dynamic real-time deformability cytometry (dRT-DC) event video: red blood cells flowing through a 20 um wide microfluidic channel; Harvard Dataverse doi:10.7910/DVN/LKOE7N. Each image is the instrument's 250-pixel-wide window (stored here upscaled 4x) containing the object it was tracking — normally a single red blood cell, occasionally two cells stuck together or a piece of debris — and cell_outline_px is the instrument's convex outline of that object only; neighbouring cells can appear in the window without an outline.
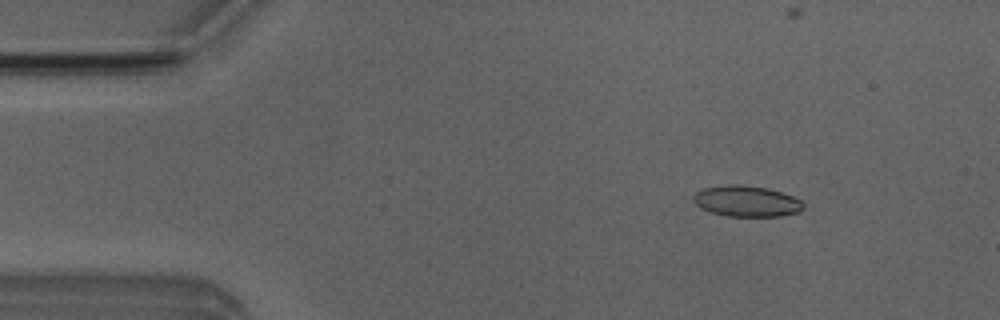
{"species": "Egyptian fruit bat (a non-hibernating species)", "species_latin": "Rousettus aegyptiacus", "temperature_condition": "room temperature", "stored_images_in_passage": 38, "camera_frame_rate_fps": 3000, "um_per_image_px": 0.085, "animal": {"sex": "male"}, "frame": {"image": 1, "passage_image": 1, "time_ms": 0.0, "image_size_px": [1000, 320], "cell_outline_px": [[804, 208], [800, 212], [780, 216], [728, 216], [712, 212], [700, 208], [692, 200], [692, 196], [696, 192], [704, 188], [728, 184], [732, 184], [768, 188], [792, 196], [800, 200], [804, 204]], "centroid_in_image_um": [63.45, 17.1], "position_along_channel_um": 21.6, "area_um2": 19.77}}
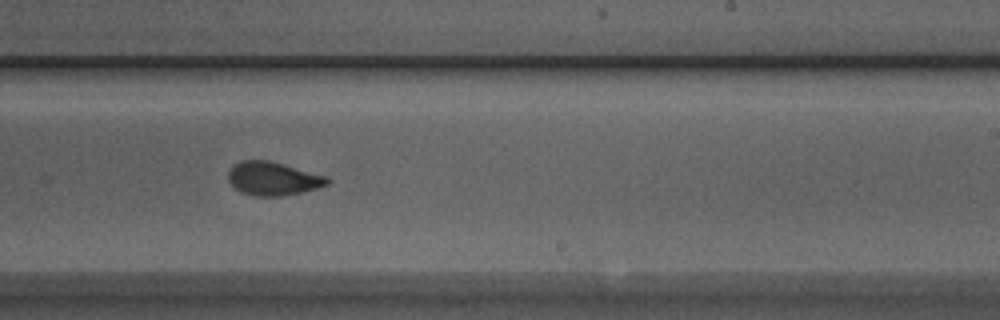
{"frame": {"image": 2, "passage_image": 25, "time_ms": 8.0, "image_size_px": [1000, 320], "cell_outline_px": [[328, 184], [304, 192], [280, 196], [252, 196], [240, 192], [228, 180], [228, 172], [232, 164], [240, 160], [268, 160], [284, 164], [328, 176]], "centroid_in_image_um": [23.18, 15.17], "position_along_channel_um": 265.8, "area_um2": 19.48}}
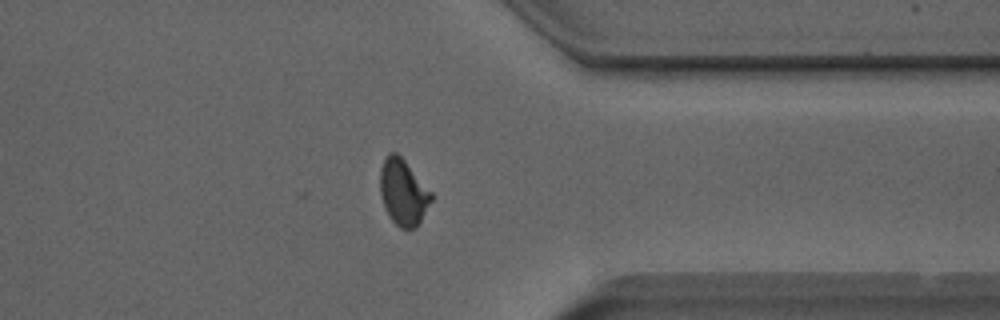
{"frame": {"image": 3, "passage_image": 34, "time_ms": 11.0, "image_size_px": [1000, 320], "cell_outline_px": [[432, 200], [416, 228], [400, 228], [388, 216], [384, 208], [380, 196], [380, 168], [388, 152], [396, 152], [404, 160], [432, 192]], "centroid_in_image_um": [34.25, 16.34], "position_along_channel_um": 377.2, "area_um2": 19.65}, "authors_computed_cell_mechanics": {"area_um2": 19.7676, "velocity_mm_per_s": 3.9791, "shape_relaxation_time_tau1_ms": 2.8335, "shape_relaxation_time_tau2_ms": 1.317, "deformation_change_tau1": 0.1235, "deformation_change_tau2": 0.0478}}